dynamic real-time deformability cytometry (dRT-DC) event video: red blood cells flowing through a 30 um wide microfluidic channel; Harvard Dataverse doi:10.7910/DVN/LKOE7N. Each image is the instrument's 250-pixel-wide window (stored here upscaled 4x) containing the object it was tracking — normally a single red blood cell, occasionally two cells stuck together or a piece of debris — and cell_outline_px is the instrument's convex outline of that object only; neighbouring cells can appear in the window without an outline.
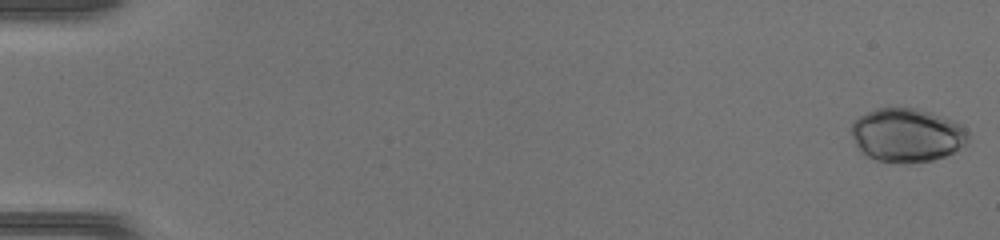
{"species": "common noctule bat (a hibernating species)", "species_latin": "Nyctalus noctula", "temperature_condition": "warm", "stored_images_in_passage": 48, "camera_frame_rate_fps": 3000, "um_per_image_px": 0.085, "animal": {"sex": "female", "body_mass_g": 17.0, "forearm_length_mm": 48.0}, "frame": {"image": 1, "passage_image": 1, "time_ms": 0.0, "image_size_px": [1000, 240], "cell_outline_px": [[968, 140], [964, 144], [952, 152], [944, 156], [932, 160], [912, 164], [900, 164], [876, 160], [860, 152], [852, 136], [852, 120], [876, 108], [916, 108], [932, 112], [952, 120], [960, 124], [968, 132]], "centroid_in_image_um": [77.06, 11.5], "position_along_channel_um": 7.9, "area_um2": 36.7}}
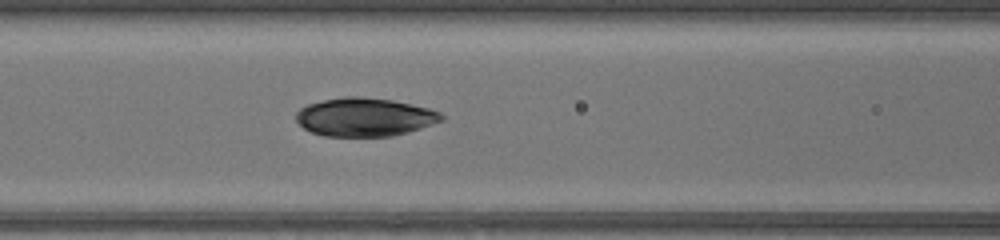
{"frame": {"image": 2, "passage_image": 22, "time_ms": 7.0, "image_size_px": [1000, 240], "cell_outline_px": [[444, 120], [408, 132], [392, 136], [324, 136], [312, 132], [304, 128], [296, 120], [296, 112], [300, 108], [308, 104], [324, 100], [344, 96], [360, 96], [392, 100], [412, 104], [428, 108], [440, 112], [444, 116]], "centroid_in_image_um": [31.0, 9.94], "position_along_channel_um": 135.6, "area_um2": 32.54}}
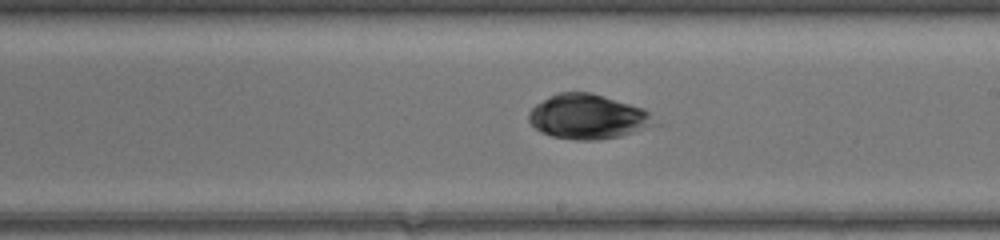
{"frame": {"image": 3, "passage_image": 29, "time_ms": 9.333, "image_size_px": [1000, 240], "cell_outline_px": [[664, 124], [620, 136], [596, 140], [576, 140], [552, 136], [540, 132], [528, 120], [528, 112], [536, 104], [548, 96], [560, 92], [588, 92], [628, 104], [640, 108], [648, 112]], "centroid_in_image_um": [49.99, 9.94], "position_along_channel_um": 239.0, "area_um2": 32.77}}